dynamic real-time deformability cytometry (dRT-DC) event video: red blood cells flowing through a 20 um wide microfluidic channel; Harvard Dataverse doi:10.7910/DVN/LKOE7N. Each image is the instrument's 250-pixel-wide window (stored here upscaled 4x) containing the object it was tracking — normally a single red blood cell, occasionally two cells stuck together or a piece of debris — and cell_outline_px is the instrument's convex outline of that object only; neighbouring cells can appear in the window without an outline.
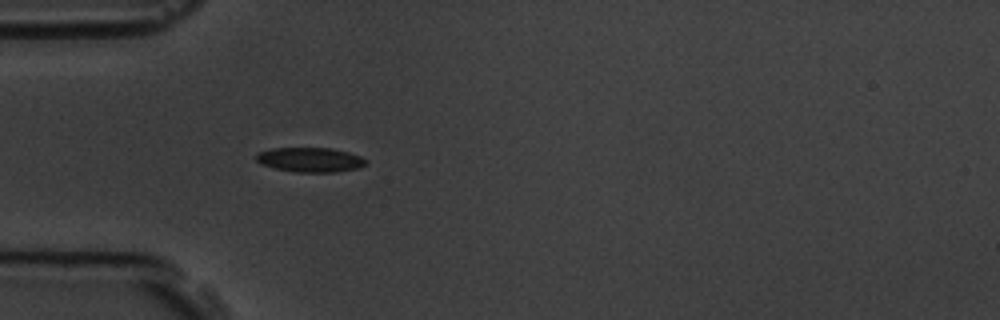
{"species": "common noctule bat (a hibernating species)", "species_latin": "Nyctalus noctula", "temperature_condition": "room temperature", "stored_images_in_passage": 5, "camera_frame_rate_fps": 3000, "um_per_image_px": 0.085, "animal": {"sex": "male", "body_mass_g": 19.5, "forearm_length_mm": 54.6}, "frame": {"image": 1, "passage_image": 5, "time_ms": 4.333, "image_size_px": [1000, 320], "cell_outline_px": [[368, 160], [360, 168], [336, 172], [296, 172], [276, 168], [260, 164], [256, 160], [256, 156], [260, 152], [272, 148], [332, 148], [348, 152], [360, 156]], "centroid_in_image_um": [26.39, 13.58], "position_along_channel_um": 58.6, "area_um2": 15.66}}